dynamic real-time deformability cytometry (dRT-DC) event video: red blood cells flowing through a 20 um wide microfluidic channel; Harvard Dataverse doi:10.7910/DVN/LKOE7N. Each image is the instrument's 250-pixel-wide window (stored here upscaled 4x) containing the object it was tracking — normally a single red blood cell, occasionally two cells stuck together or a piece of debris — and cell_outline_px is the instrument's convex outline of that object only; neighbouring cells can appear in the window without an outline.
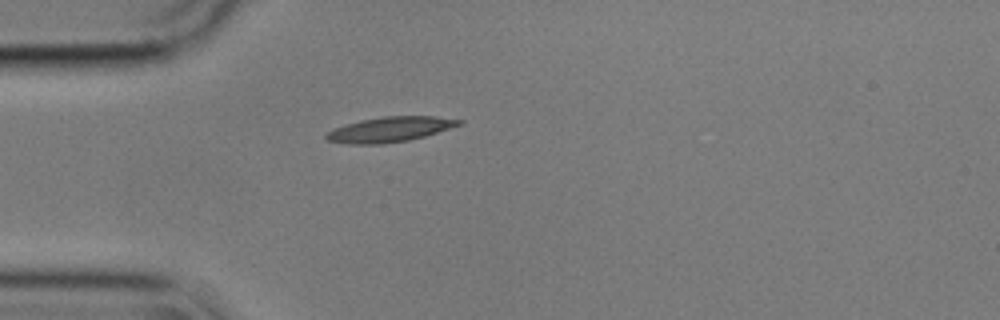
{"species": "common noctule bat (a hibernating species)", "species_latin": "Nyctalus noctula", "temperature_condition": "cold", "stored_images_in_passage": 42, "camera_frame_rate_fps": 3000, "um_per_image_px": 0.085, "animal": {"sex": "male", "body_mass_g": 17.9}, "frame": {"image": 1, "passage_image": 1, "time_ms": 0.0, "image_size_px": [1000, 320], "cell_outline_px": [[464, 124], [424, 136], [408, 140], [380, 144], [348, 144], [328, 140], [324, 136], [328, 132], [336, 128], [360, 120], [384, 116], [436, 116], [464, 120]], "centroid_in_image_um": [33.2, 10.99], "position_along_channel_um": 51.8, "area_um2": 19.25}}
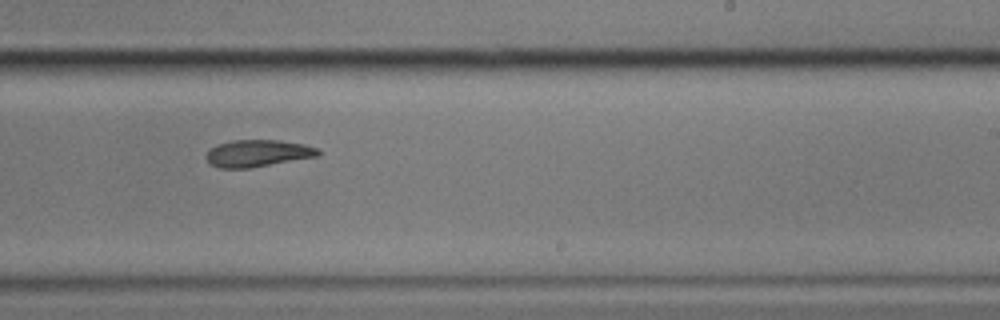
{"frame": {"image": 2, "passage_image": 20, "time_ms": 6.333, "image_size_px": [1000, 320], "cell_outline_px": [[320, 156], [248, 168], [220, 168], [208, 164], [204, 156], [208, 148], [216, 144], [232, 140], [280, 140], [304, 144], [320, 148]], "centroid_in_image_um": [21.87, 13.02], "position_along_channel_um": 267.1, "area_um2": 17.98}}
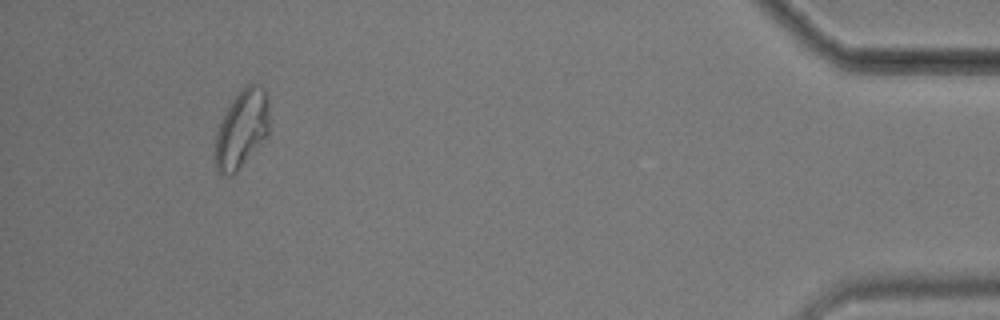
{"frame": {"image": 3, "passage_image": 38, "time_ms": 12.333, "image_size_px": [1000, 320], "cell_outline_px": [[268, 136], [236, 172], [232, 176], [220, 176], [216, 168], [216, 132], [220, 120], [232, 100], [248, 84], [260, 84], [264, 88], [268, 100]], "centroid_in_image_um": [20.55, 10.99], "position_along_channel_um": 414.7, "area_um2": 24.57}, "authors_computed_cell_mechanics": {"area_um2": 18.1203, "velocity_mm_per_s": 3.5446, "shape_relaxation_time_tau1_ms": 9.0069, "shape_relaxation_time_tau2_ms": 6.996, "deformation_change_tau1": 0.2539, "deformation_change_tau2": 0.1357}}